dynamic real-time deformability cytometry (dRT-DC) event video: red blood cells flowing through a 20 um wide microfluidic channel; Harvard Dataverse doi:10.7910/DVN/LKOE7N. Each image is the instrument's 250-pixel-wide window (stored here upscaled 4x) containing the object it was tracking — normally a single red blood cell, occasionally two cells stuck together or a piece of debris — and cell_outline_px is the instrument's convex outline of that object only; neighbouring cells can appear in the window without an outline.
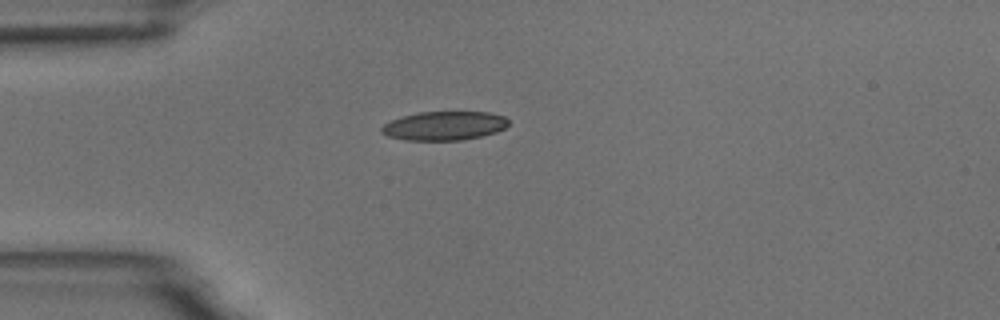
{"species": "common noctule bat (a hibernating species)", "species_latin": "Nyctalus noctula", "temperature_condition": "room temperature", "stored_images_in_passage": 2, "camera_frame_rate_fps": 3000, "um_per_image_px": 0.085, "animal": {"sex": "male", "body_mass_g": 18.8}, "frame": {"image": 1, "passage_image": 1, "time_ms": 0.0, "image_size_px": [1000, 320], "cell_outline_px": [[508, 124], [504, 128], [496, 132], [464, 140], [404, 140], [388, 136], [380, 132], [380, 128], [384, 124], [392, 120], [416, 112], [488, 112], [504, 116], [508, 120]], "centroid_in_image_um": [37.75, 10.69], "position_along_channel_um": 47.3, "area_um2": 21.33}}